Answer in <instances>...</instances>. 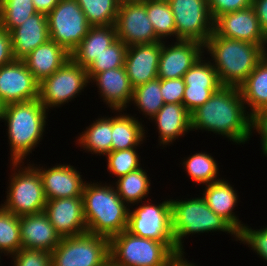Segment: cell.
<instances>
[{
    "instance_id": "obj_13",
    "label": "cell",
    "mask_w": 267,
    "mask_h": 266,
    "mask_svg": "<svg viewBox=\"0 0 267 266\" xmlns=\"http://www.w3.org/2000/svg\"><path fill=\"white\" fill-rule=\"evenodd\" d=\"M117 39L126 46L160 42L147 17L145 0L122 1L114 24Z\"/></svg>"
},
{
    "instance_id": "obj_22",
    "label": "cell",
    "mask_w": 267,
    "mask_h": 266,
    "mask_svg": "<svg viewBox=\"0 0 267 266\" xmlns=\"http://www.w3.org/2000/svg\"><path fill=\"white\" fill-rule=\"evenodd\" d=\"M96 82L104 102L115 111L125 110L132 102L133 87L125 67L110 69L95 74L90 81Z\"/></svg>"
},
{
    "instance_id": "obj_43",
    "label": "cell",
    "mask_w": 267,
    "mask_h": 266,
    "mask_svg": "<svg viewBox=\"0 0 267 266\" xmlns=\"http://www.w3.org/2000/svg\"><path fill=\"white\" fill-rule=\"evenodd\" d=\"M185 83L183 77L177 79H161V95L164 103L182 104Z\"/></svg>"
},
{
    "instance_id": "obj_34",
    "label": "cell",
    "mask_w": 267,
    "mask_h": 266,
    "mask_svg": "<svg viewBox=\"0 0 267 266\" xmlns=\"http://www.w3.org/2000/svg\"><path fill=\"white\" fill-rule=\"evenodd\" d=\"M132 101L144 113L153 118L165 104L161 95V79L156 78L133 89Z\"/></svg>"
},
{
    "instance_id": "obj_25",
    "label": "cell",
    "mask_w": 267,
    "mask_h": 266,
    "mask_svg": "<svg viewBox=\"0 0 267 266\" xmlns=\"http://www.w3.org/2000/svg\"><path fill=\"white\" fill-rule=\"evenodd\" d=\"M153 119L158 125L159 142L163 146L185 135L188 130L191 131L190 112L183 104H164Z\"/></svg>"
},
{
    "instance_id": "obj_47",
    "label": "cell",
    "mask_w": 267,
    "mask_h": 266,
    "mask_svg": "<svg viewBox=\"0 0 267 266\" xmlns=\"http://www.w3.org/2000/svg\"><path fill=\"white\" fill-rule=\"evenodd\" d=\"M37 12L48 14L60 0H32Z\"/></svg>"
},
{
    "instance_id": "obj_26",
    "label": "cell",
    "mask_w": 267,
    "mask_h": 266,
    "mask_svg": "<svg viewBox=\"0 0 267 266\" xmlns=\"http://www.w3.org/2000/svg\"><path fill=\"white\" fill-rule=\"evenodd\" d=\"M116 40L117 33L114 25L91 26L80 44L70 53V58L86 69Z\"/></svg>"
},
{
    "instance_id": "obj_45",
    "label": "cell",
    "mask_w": 267,
    "mask_h": 266,
    "mask_svg": "<svg viewBox=\"0 0 267 266\" xmlns=\"http://www.w3.org/2000/svg\"><path fill=\"white\" fill-rule=\"evenodd\" d=\"M14 60L11 34L0 26V66L11 63Z\"/></svg>"
},
{
    "instance_id": "obj_29",
    "label": "cell",
    "mask_w": 267,
    "mask_h": 266,
    "mask_svg": "<svg viewBox=\"0 0 267 266\" xmlns=\"http://www.w3.org/2000/svg\"><path fill=\"white\" fill-rule=\"evenodd\" d=\"M112 117L111 151L136 148L145 138V130L136 118L121 114Z\"/></svg>"
},
{
    "instance_id": "obj_39",
    "label": "cell",
    "mask_w": 267,
    "mask_h": 266,
    "mask_svg": "<svg viewBox=\"0 0 267 266\" xmlns=\"http://www.w3.org/2000/svg\"><path fill=\"white\" fill-rule=\"evenodd\" d=\"M106 156L108 170L118 178L140 168L136 148L111 151Z\"/></svg>"
},
{
    "instance_id": "obj_40",
    "label": "cell",
    "mask_w": 267,
    "mask_h": 266,
    "mask_svg": "<svg viewBox=\"0 0 267 266\" xmlns=\"http://www.w3.org/2000/svg\"><path fill=\"white\" fill-rule=\"evenodd\" d=\"M238 240L248 244L252 247L251 249L257 252V255L267 261V227L253 230L243 225L238 232Z\"/></svg>"
},
{
    "instance_id": "obj_28",
    "label": "cell",
    "mask_w": 267,
    "mask_h": 266,
    "mask_svg": "<svg viewBox=\"0 0 267 266\" xmlns=\"http://www.w3.org/2000/svg\"><path fill=\"white\" fill-rule=\"evenodd\" d=\"M239 90L244 104L250 107V116L267 107V53L239 86Z\"/></svg>"
},
{
    "instance_id": "obj_5",
    "label": "cell",
    "mask_w": 267,
    "mask_h": 266,
    "mask_svg": "<svg viewBox=\"0 0 267 266\" xmlns=\"http://www.w3.org/2000/svg\"><path fill=\"white\" fill-rule=\"evenodd\" d=\"M172 232L175 247L180 253L182 239L189 234L211 231L231 233L238 240V232L222 217L216 215L207 205L203 197L188 200H171Z\"/></svg>"
},
{
    "instance_id": "obj_9",
    "label": "cell",
    "mask_w": 267,
    "mask_h": 266,
    "mask_svg": "<svg viewBox=\"0 0 267 266\" xmlns=\"http://www.w3.org/2000/svg\"><path fill=\"white\" fill-rule=\"evenodd\" d=\"M127 231L131 234L163 242L175 255L180 252L175 247L172 232L171 200L156 205L143 203L135 210H129Z\"/></svg>"
},
{
    "instance_id": "obj_38",
    "label": "cell",
    "mask_w": 267,
    "mask_h": 266,
    "mask_svg": "<svg viewBox=\"0 0 267 266\" xmlns=\"http://www.w3.org/2000/svg\"><path fill=\"white\" fill-rule=\"evenodd\" d=\"M128 46L117 39L105 49L87 68V76L90 79L98 73L124 67L125 57Z\"/></svg>"
},
{
    "instance_id": "obj_21",
    "label": "cell",
    "mask_w": 267,
    "mask_h": 266,
    "mask_svg": "<svg viewBox=\"0 0 267 266\" xmlns=\"http://www.w3.org/2000/svg\"><path fill=\"white\" fill-rule=\"evenodd\" d=\"M22 248L52 252L61 241L46 213L20 216Z\"/></svg>"
},
{
    "instance_id": "obj_42",
    "label": "cell",
    "mask_w": 267,
    "mask_h": 266,
    "mask_svg": "<svg viewBox=\"0 0 267 266\" xmlns=\"http://www.w3.org/2000/svg\"><path fill=\"white\" fill-rule=\"evenodd\" d=\"M253 0H207L212 19L215 21L220 15L235 12L252 6Z\"/></svg>"
},
{
    "instance_id": "obj_37",
    "label": "cell",
    "mask_w": 267,
    "mask_h": 266,
    "mask_svg": "<svg viewBox=\"0 0 267 266\" xmlns=\"http://www.w3.org/2000/svg\"><path fill=\"white\" fill-rule=\"evenodd\" d=\"M186 167V171L190 178L194 180V183H203L206 185L219 181L217 178L218 164L214 158L206 153H196L188 157L186 161L183 162Z\"/></svg>"
},
{
    "instance_id": "obj_23",
    "label": "cell",
    "mask_w": 267,
    "mask_h": 266,
    "mask_svg": "<svg viewBox=\"0 0 267 266\" xmlns=\"http://www.w3.org/2000/svg\"><path fill=\"white\" fill-rule=\"evenodd\" d=\"M13 56L22 60L38 46L46 43L49 37L47 16L37 12L27 18L11 32Z\"/></svg>"
},
{
    "instance_id": "obj_16",
    "label": "cell",
    "mask_w": 267,
    "mask_h": 266,
    "mask_svg": "<svg viewBox=\"0 0 267 266\" xmlns=\"http://www.w3.org/2000/svg\"><path fill=\"white\" fill-rule=\"evenodd\" d=\"M182 104L191 113L202 106L222 85L213 64L201 57L183 76Z\"/></svg>"
},
{
    "instance_id": "obj_10",
    "label": "cell",
    "mask_w": 267,
    "mask_h": 266,
    "mask_svg": "<svg viewBox=\"0 0 267 266\" xmlns=\"http://www.w3.org/2000/svg\"><path fill=\"white\" fill-rule=\"evenodd\" d=\"M46 16L50 40L63 47L69 54L91 28L76 0H60Z\"/></svg>"
},
{
    "instance_id": "obj_50",
    "label": "cell",
    "mask_w": 267,
    "mask_h": 266,
    "mask_svg": "<svg viewBox=\"0 0 267 266\" xmlns=\"http://www.w3.org/2000/svg\"><path fill=\"white\" fill-rule=\"evenodd\" d=\"M105 266H115L110 261Z\"/></svg>"
},
{
    "instance_id": "obj_36",
    "label": "cell",
    "mask_w": 267,
    "mask_h": 266,
    "mask_svg": "<svg viewBox=\"0 0 267 266\" xmlns=\"http://www.w3.org/2000/svg\"><path fill=\"white\" fill-rule=\"evenodd\" d=\"M21 248L20 216L0 206V253L12 256Z\"/></svg>"
},
{
    "instance_id": "obj_4",
    "label": "cell",
    "mask_w": 267,
    "mask_h": 266,
    "mask_svg": "<svg viewBox=\"0 0 267 266\" xmlns=\"http://www.w3.org/2000/svg\"><path fill=\"white\" fill-rule=\"evenodd\" d=\"M39 99L5 105L11 162H21L42 139L47 113Z\"/></svg>"
},
{
    "instance_id": "obj_49",
    "label": "cell",
    "mask_w": 267,
    "mask_h": 266,
    "mask_svg": "<svg viewBox=\"0 0 267 266\" xmlns=\"http://www.w3.org/2000/svg\"><path fill=\"white\" fill-rule=\"evenodd\" d=\"M4 108H5V104L2 102V100L0 99V120H2L3 115H4Z\"/></svg>"
},
{
    "instance_id": "obj_41",
    "label": "cell",
    "mask_w": 267,
    "mask_h": 266,
    "mask_svg": "<svg viewBox=\"0 0 267 266\" xmlns=\"http://www.w3.org/2000/svg\"><path fill=\"white\" fill-rule=\"evenodd\" d=\"M11 257L13 266H52L51 253L44 250L21 248Z\"/></svg>"
},
{
    "instance_id": "obj_8",
    "label": "cell",
    "mask_w": 267,
    "mask_h": 266,
    "mask_svg": "<svg viewBox=\"0 0 267 266\" xmlns=\"http://www.w3.org/2000/svg\"><path fill=\"white\" fill-rule=\"evenodd\" d=\"M109 261V238L89 232L62 238L51 252L52 266H105Z\"/></svg>"
},
{
    "instance_id": "obj_27",
    "label": "cell",
    "mask_w": 267,
    "mask_h": 266,
    "mask_svg": "<svg viewBox=\"0 0 267 266\" xmlns=\"http://www.w3.org/2000/svg\"><path fill=\"white\" fill-rule=\"evenodd\" d=\"M205 186V192H203L202 197L209 208L239 232L244 224H241V221L233 212L238 200L236 191L224 179Z\"/></svg>"
},
{
    "instance_id": "obj_44",
    "label": "cell",
    "mask_w": 267,
    "mask_h": 266,
    "mask_svg": "<svg viewBox=\"0 0 267 266\" xmlns=\"http://www.w3.org/2000/svg\"><path fill=\"white\" fill-rule=\"evenodd\" d=\"M261 134L262 151L267 156V107L259 109L251 115V130Z\"/></svg>"
},
{
    "instance_id": "obj_33",
    "label": "cell",
    "mask_w": 267,
    "mask_h": 266,
    "mask_svg": "<svg viewBox=\"0 0 267 266\" xmlns=\"http://www.w3.org/2000/svg\"><path fill=\"white\" fill-rule=\"evenodd\" d=\"M147 17L150 19L156 36L162 38L176 37V26L171 7L167 0H145Z\"/></svg>"
},
{
    "instance_id": "obj_20",
    "label": "cell",
    "mask_w": 267,
    "mask_h": 266,
    "mask_svg": "<svg viewBox=\"0 0 267 266\" xmlns=\"http://www.w3.org/2000/svg\"><path fill=\"white\" fill-rule=\"evenodd\" d=\"M34 168L39 172L47 200L82 197L86 183L73 166L59 164L50 169Z\"/></svg>"
},
{
    "instance_id": "obj_14",
    "label": "cell",
    "mask_w": 267,
    "mask_h": 266,
    "mask_svg": "<svg viewBox=\"0 0 267 266\" xmlns=\"http://www.w3.org/2000/svg\"><path fill=\"white\" fill-rule=\"evenodd\" d=\"M214 33L228 39L257 44L267 53V34L261 28L252 6L220 15L214 21Z\"/></svg>"
},
{
    "instance_id": "obj_18",
    "label": "cell",
    "mask_w": 267,
    "mask_h": 266,
    "mask_svg": "<svg viewBox=\"0 0 267 266\" xmlns=\"http://www.w3.org/2000/svg\"><path fill=\"white\" fill-rule=\"evenodd\" d=\"M44 212L61 238L87 232L82 197L47 200Z\"/></svg>"
},
{
    "instance_id": "obj_24",
    "label": "cell",
    "mask_w": 267,
    "mask_h": 266,
    "mask_svg": "<svg viewBox=\"0 0 267 266\" xmlns=\"http://www.w3.org/2000/svg\"><path fill=\"white\" fill-rule=\"evenodd\" d=\"M69 59L70 54L63 47L49 39L22 60L40 83L43 79L51 76Z\"/></svg>"
},
{
    "instance_id": "obj_17",
    "label": "cell",
    "mask_w": 267,
    "mask_h": 266,
    "mask_svg": "<svg viewBox=\"0 0 267 266\" xmlns=\"http://www.w3.org/2000/svg\"><path fill=\"white\" fill-rule=\"evenodd\" d=\"M203 49L204 44L194 40H178L170 47L161 41L158 78L177 79L183 77L203 56Z\"/></svg>"
},
{
    "instance_id": "obj_3",
    "label": "cell",
    "mask_w": 267,
    "mask_h": 266,
    "mask_svg": "<svg viewBox=\"0 0 267 266\" xmlns=\"http://www.w3.org/2000/svg\"><path fill=\"white\" fill-rule=\"evenodd\" d=\"M114 188L112 185L85 184L82 198L87 232L110 239L127 230L130 209Z\"/></svg>"
},
{
    "instance_id": "obj_19",
    "label": "cell",
    "mask_w": 267,
    "mask_h": 266,
    "mask_svg": "<svg viewBox=\"0 0 267 266\" xmlns=\"http://www.w3.org/2000/svg\"><path fill=\"white\" fill-rule=\"evenodd\" d=\"M161 41L127 48L124 67L133 88L158 78Z\"/></svg>"
},
{
    "instance_id": "obj_31",
    "label": "cell",
    "mask_w": 267,
    "mask_h": 266,
    "mask_svg": "<svg viewBox=\"0 0 267 266\" xmlns=\"http://www.w3.org/2000/svg\"><path fill=\"white\" fill-rule=\"evenodd\" d=\"M147 176L146 171L140 167L119 177L115 190L125 204L140 203L148 195L151 183Z\"/></svg>"
},
{
    "instance_id": "obj_35",
    "label": "cell",
    "mask_w": 267,
    "mask_h": 266,
    "mask_svg": "<svg viewBox=\"0 0 267 266\" xmlns=\"http://www.w3.org/2000/svg\"><path fill=\"white\" fill-rule=\"evenodd\" d=\"M35 13L32 0H0V26L9 33Z\"/></svg>"
},
{
    "instance_id": "obj_15",
    "label": "cell",
    "mask_w": 267,
    "mask_h": 266,
    "mask_svg": "<svg viewBox=\"0 0 267 266\" xmlns=\"http://www.w3.org/2000/svg\"><path fill=\"white\" fill-rule=\"evenodd\" d=\"M39 97V82L23 60L0 66V99L7 105Z\"/></svg>"
},
{
    "instance_id": "obj_46",
    "label": "cell",
    "mask_w": 267,
    "mask_h": 266,
    "mask_svg": "<svg viewBox=\"0 0 267 266\" xmlns=\"http://www.w3.org/2000/svg\"><path fill=\"white\" fill-rule=\"evenodd\" d=\"M252 7L258 18L261 28L267 34V0H253Z\"/></svg>"
},
{
    "instance_id": "obj_32",
    "label": "cell",
    "mask_w": 267,
    "mask_h": 266,
    "mask_svg": "<svg viewBox=\"0 0 267 266\" xmlns=\"http://www.w3.org/2000/svg\"><path fill=\"white\" fill-rule=\"evenodd\" d=\"M91 26L114 25L120 0H76Z\"/></svg>"
},
{
    "instance_id": "obj_7",
    "label": "cell",
    "mask_w": 267,
    "mask_h": 266,
    "mask_svg": "<svg viewBox=\"0 0 267 266\" xmlns=\"http://www.w3.org/2000/svg\"><path fill=\"white\" fill-rule=\"evenodd\" d=\"M20 164L21 162H12L16 171L15 167L20 169L11 175L7 199L1 206L16 216L43 212L47 199L39 172L33 167L34 164L25 168H21Z\"/></svg>"
},
{
    "instance_id": "obj_2",
    "label": "cell",
    "mask_w": 267,
    "mask_h": 266,
    "mask_svg": "<svg viewBox=\"0 0 267 266\" xmlns=\"http://www.w3.org/2000/svg\"><path fill=\"white\" fill-rule=\"evenodd\" d=\"M222 86L239 87L255 69L266 52L257 44L217 36L204 43Z\"/></svg>"
},
{
    "instance_id": "obj_48",
    "label": "cell",
    "mask_w": 267,
    "mask_h": 266,
    "mask_svg": "<svg viewBox=\"0 0 267 266\" xmlns=\"http://www.w3.org/2000/svg\"><path fill=\"white\" fill-rule=\"evenodd\" d=\"M184 254L180 253L176 255L170 262V266H196L192 263H188L186 259H184Z\"/></svg>"
},
{
    "instance_id": "obj_11",
    "label": "cell",
    "mask_w": 267,
    "mask_h": 266,
    "mask_svg": "<svg viewBox=\"0 0 267 266\" xmlns=\"http://www.w3.org/2000/svg\"><path fill=\"white\" fill-rule=\"evenodd\" d=\"M90 83L87 71L71 58L51 76L39 83V101L47 109L61 106L75 98Z\"/></svg>"
},
{
    "instance_id": "obj_12",
    "label": "cell",
    "mask_w": 267,
    "mask_h": 266,
    "mask_svg": "<svg viewBox=\"0 0 267 266\" xmlns=\"http://www.w3.org/2000/svg\"><path fill=\"white\" fill-rule=\"evenodd\" d=\"M174 16L176 41L205 43L214 32L207 0H167Z\"/></svg>"
},
{
    "instance_id": "obj_1",
    "label": "cell",
    "mask_w": 267,
    "mask_h": 266,
    "mask_svg": "<svg viewBox=\"0 0 267 266\" xmlns=\"http://www.w3.org/2000/svg\"><path fill=\"white\" fill-rule=\"evenodd\" d=\"M244 105L239 87L221 86L202 106L190 113L191 130L204 129L238 144L244 143L252 134L251 116Z\"/></svg>"
},
{
    "instance_id": "obj_6",
    "label": "cell",
    "mask_w": 267,
    "mask_h": 266,
    "mask_svg": "<svg viewBox=\"0 0 267 266\" xmlns=\"http://www.w3.org/2000/svg\"><path fill=\"white\" fill-rule=\"evenodd\" d=\"M109 254L115 266H170L176 256L163 242L138 237L127 230L109 239Z\"/></svg>"
},
{
    "instance_id": "obj_30",
    "label": "cell",
    "mask_w": 267,
    "mask_h": 266,
    "mask_svg": "<svg viewBox=\"0 0 267 266\" xmlns=\"http://www.w3.org/2000/svg\"><path fill=\"white\" fill-rule=\"evenodd\" d=\"M112 117L98 118L80 134L77 140L81 147L94 154L107 155L111 152Z\"/></svg>"
}]
</instances>
